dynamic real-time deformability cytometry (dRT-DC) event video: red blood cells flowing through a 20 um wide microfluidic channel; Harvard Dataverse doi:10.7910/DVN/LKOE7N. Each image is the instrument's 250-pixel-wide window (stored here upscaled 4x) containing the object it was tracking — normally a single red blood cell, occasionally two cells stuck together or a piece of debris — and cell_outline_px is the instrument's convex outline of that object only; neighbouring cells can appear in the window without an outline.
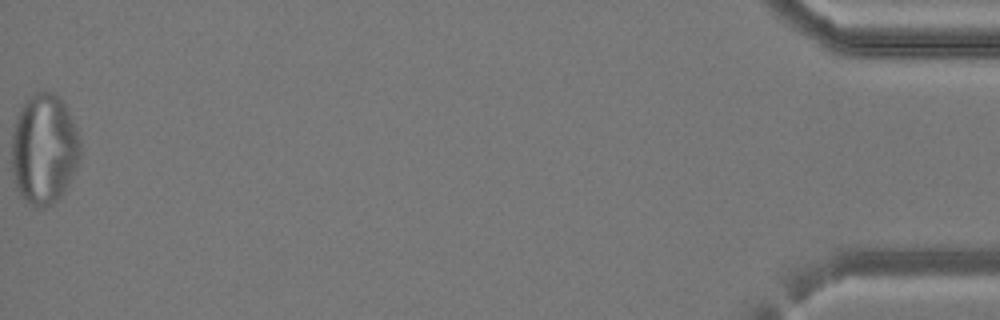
{"species": "common noctule bat (a hibernating species)", "species_latin": "Nyctalus noctula", "temperature_condition": "cold", "stored_images_in_passage": 39, "camera_frame_rate_fps": 3000, "um_per_image_px": 0.085, "animal": {"sex": "female", "body_mass_g": 24.6, "forearm_length_mm": 56.2}, "frame": {"image": 1, "passage_image": 39, "time_ms": 12.667, "image_size_px": [1000, 320], "cell_outline_px": [[80, 156], [76, 168], [64, 192], [56, 200], [44, 208], [36, 208], [24, 200], [20, 196], [16, 188], [12, 172], [12, 132], [16, 116], [20, 108], [36, 92], [52, 92], [60, 96], [64, 100], [68, 108], [76, 128], [80, 140]], "centroid_in_image_um": [3.74, 12.68], "position_along_channel_um": 431.5, "area_um2": 44.51}}